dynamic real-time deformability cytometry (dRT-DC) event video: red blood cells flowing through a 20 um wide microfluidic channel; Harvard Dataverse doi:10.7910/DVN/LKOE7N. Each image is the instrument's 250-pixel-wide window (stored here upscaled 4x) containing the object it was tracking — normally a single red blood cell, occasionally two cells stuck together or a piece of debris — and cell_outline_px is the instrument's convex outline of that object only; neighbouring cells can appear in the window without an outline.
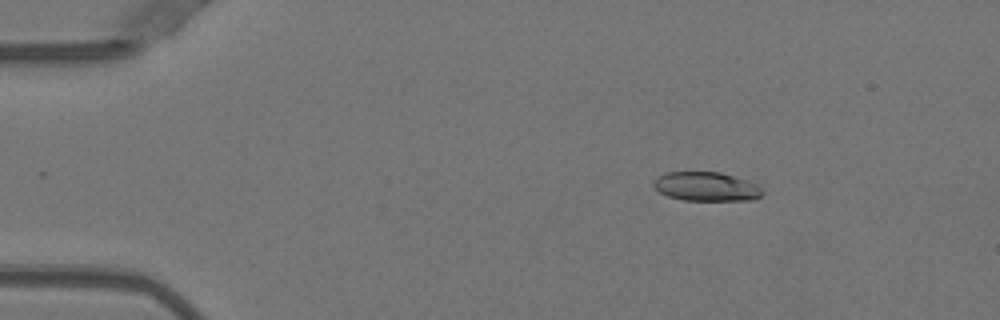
{"species": "Egyptian fruit bat (a non-hibernating species)", "species_latin": "Rousettus aegyptiacus", "temperature_condition": "warm", "stored_images_in_passage": 3, "camera_frame_rate_fps": 3000, "um_per_image_px": 0.085, "animal": {"sex": "female"}, "frame": {"image": 1, "passage_image": 1, "time_ms": 0.0, "image_size_px": [1000, 320], "cell_outline_px": [[764, 192], [760, 196], [752, 200], [684, 200], [668, 196], [660, 192], [652, 184], [660, 176], [668, 172], [720, 172], [756, 184]], "centroid_in_image_um": [60.04, 15.86], "position_along_channel_um": 25.0, "area_um2": 18.03}}